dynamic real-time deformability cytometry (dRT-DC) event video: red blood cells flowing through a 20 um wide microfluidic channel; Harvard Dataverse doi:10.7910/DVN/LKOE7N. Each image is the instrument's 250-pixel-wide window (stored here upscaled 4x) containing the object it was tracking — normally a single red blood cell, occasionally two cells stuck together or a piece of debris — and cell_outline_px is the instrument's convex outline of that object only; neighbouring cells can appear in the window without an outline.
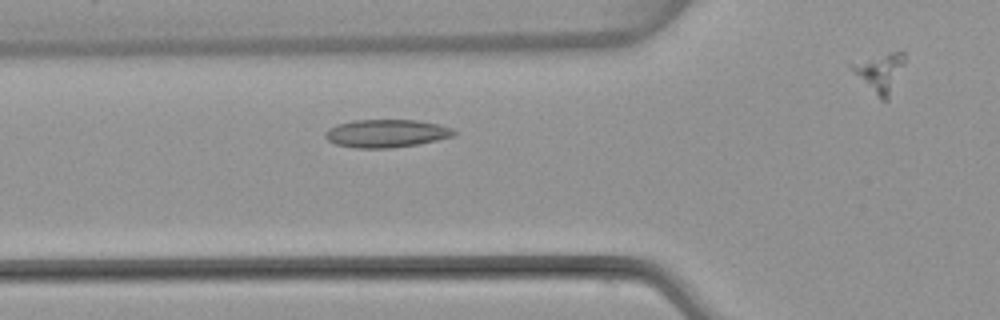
{"species": "common noctule bat (a hibernating species)", "species_latin": "Nyctalus noctula", "temperature_condition": "warm", "stored_images_in_passage": 36, "camera_frame_rate_fps": 3000, "um_per_image_px": 0.085, "animal": {"sex": "female", "body_mass_g": 22.7, "forearm_length_mm": 54.2}, "frame": {"image": 1, "passage_image": 12, "time_ms": 3.667, "image_size_px": [1000, 320], "cell_outline_px": [[456, 136], [420, 144], [388, 148], [356, 148], [336, 144], [328, 140], [324, 136], [324, 132], [328, 128], [336, 124], [352, 120], [416, 120], [436, 124], [452, 128], [456, 132]], "centroid_in_image_um": [32.83, 11.34], "position_along_channel_um": 93.0, "area_um2": 21.1}}
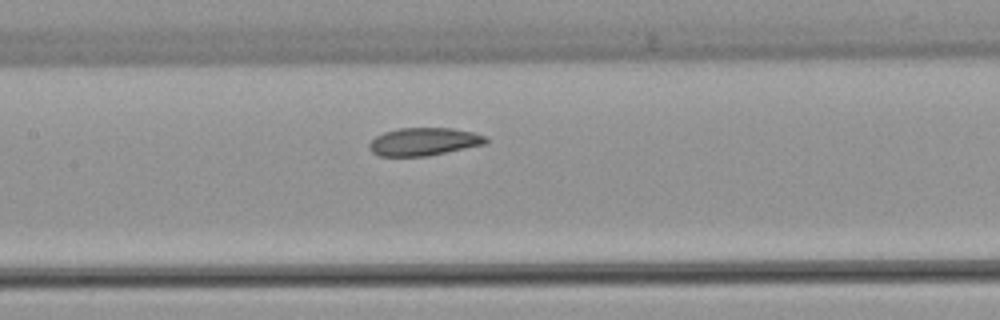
{"frame": {"image": 2, "passage_image": 18, "time_ms": 5.667, "image_size_px": [1000, 320], "cell_outline_px": [[488, 140], [484, 144], [428, 156], [380, 156], [372, 152], [368, 148], [368, 144], [376, 136], [384, 132], [400, 128], [452, 128], [472, 132], [488, 136]], "centroid_in_image_um": [36.02, 12.04], "position_along_channel_um": 171.4, "area_um2": 18.9}}
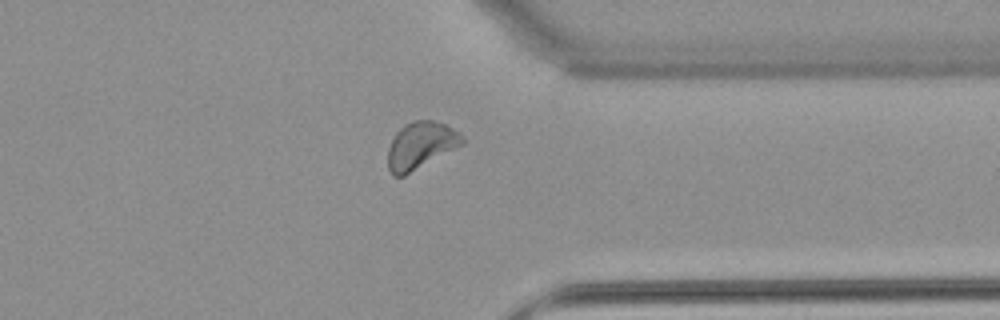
{"frame": {"image": 3, "passage_image": 34, "time_ms": 11.0, "image_size_px": [1000, 320], "cell_outline_px": [[464, 144], [404, 176], [392, 176], [388, 168], [388, 148], [396, 132], [404, 124], [412, 120], [432, 120], [444, 124], [452, 128], [464, 136]], "centroid_in_image_um": [35.75, 12.36], "position_along_channel_um": 375.6, "area_um2": 20.4}}